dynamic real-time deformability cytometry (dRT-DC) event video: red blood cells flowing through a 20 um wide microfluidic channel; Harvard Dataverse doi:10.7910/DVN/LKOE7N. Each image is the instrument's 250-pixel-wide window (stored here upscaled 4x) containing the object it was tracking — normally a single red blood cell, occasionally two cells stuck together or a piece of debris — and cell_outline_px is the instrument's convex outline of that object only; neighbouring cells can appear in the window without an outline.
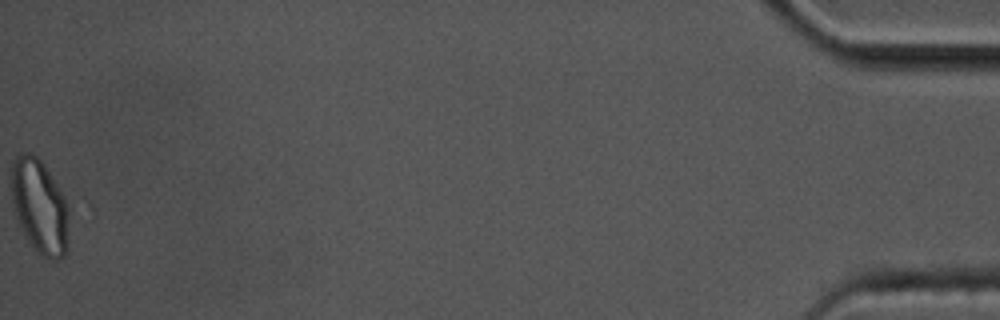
{"species": "common noctule bat (a hibernating species)", "species_latin": "Nyctalus noctula", "temperature_condition": "cold", "stored_images_in_passage": 45, "camera_frame_rate_fps": 3000, "um_per_image_px": 0.085, "animal": {"sex": "male", "body_mass_g": 17.5, "forearm_length_mm": 52.3}, "frame": {"image": 1, "passage_image": 45, "time_ms": 14.667, "image_size_px": [1000, 320], "cell_outline_px": [[68, 244], [64, 256], [60, 260], [48, 260], [28, 240], [12, 208], [12, 164], [16, 156], [20, 152], [28, 152], [36, 156], [44, 164], [60, 188], [68, 204]], "centroid_in_image_um": [3.39, 17.53], "position_along_channel_um": 431.8, "area_um2": 31.56}, "authors_computed_cell_mechanics": {"area_um2": 19.5942, "velocity_mm_per_s": 3.5531, "shape_relaxation_time_tau1_ms": null, "shape_relaxation_time_tau2_ms": 1.4416, "deformation_change_tau1": null, "deformation_change_tau2": 0.0712}}